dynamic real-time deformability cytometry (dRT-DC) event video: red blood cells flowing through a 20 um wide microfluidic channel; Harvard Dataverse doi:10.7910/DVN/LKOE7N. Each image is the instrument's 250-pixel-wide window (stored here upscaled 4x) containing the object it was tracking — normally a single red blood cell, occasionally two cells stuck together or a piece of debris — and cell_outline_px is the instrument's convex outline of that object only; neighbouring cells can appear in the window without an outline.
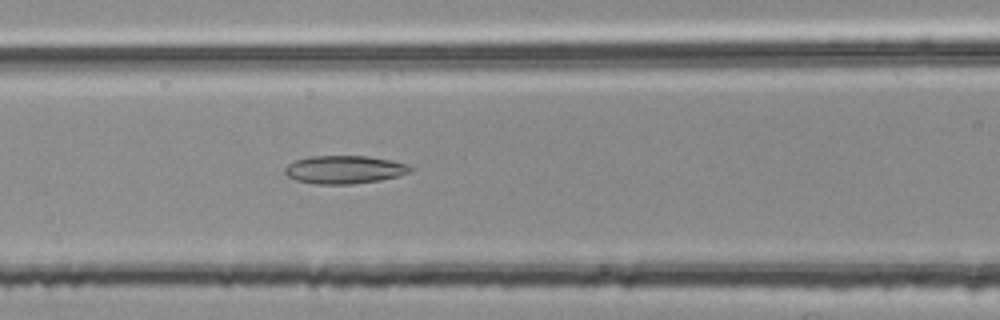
{"species": "common noctule bat (a hibernating species)", "species_latin": "Nyctalus noctula", "temperature_condition": "room temperature", "stored_images_in_passage": 40, "camera_frame_rate_fps": 3000, "um_per_image_px": 0.085, "animal": {"sex": "female", "body_mass_g": 25.1}, "frame": {"image": 1, "passage_image": 14, "time_ms": 4.333, "image_size_px": [1000, 320], "cell_outline_px": [[416, 168], [412, 172], [380, 180], [352, 184], [316, 184], [296, 180], [288, 176], [284, 172], [284, 168], [288, 164], [296, 160], [308, 156], [368, 156], [408, 164]], "centroid_in_image_um": [29.29, 14.41], "position_along_channel_um": 137.3, "area_um2": 20.58}}
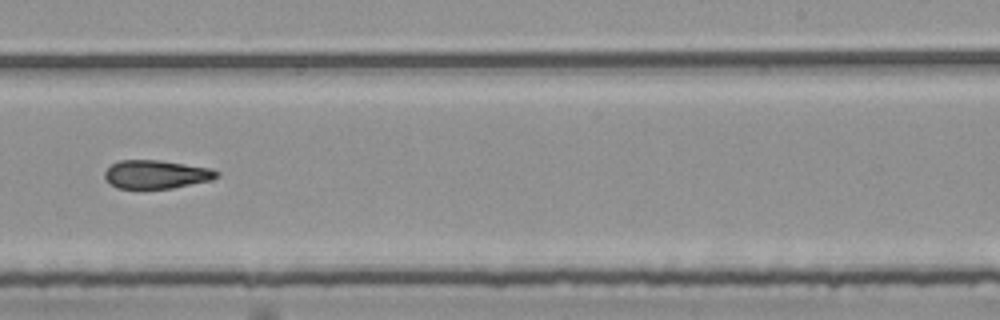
{"frame": {"image": 2, "passage_image": 25, "time_ms": 8.0, "image_size_px": [1000, 320], "cell_outline_px": [[220, 176], [208, 180], [172, 188], [116, 188], [108, 184], [104, 176], [104, 172], [112, 164], [120, 160], [160, 160], [212, 168], [220, 172]], "centroid_in_image_um": [13.26, 14.81], "position_along_channel_um": 275.7, "area_um2": 18.55}}
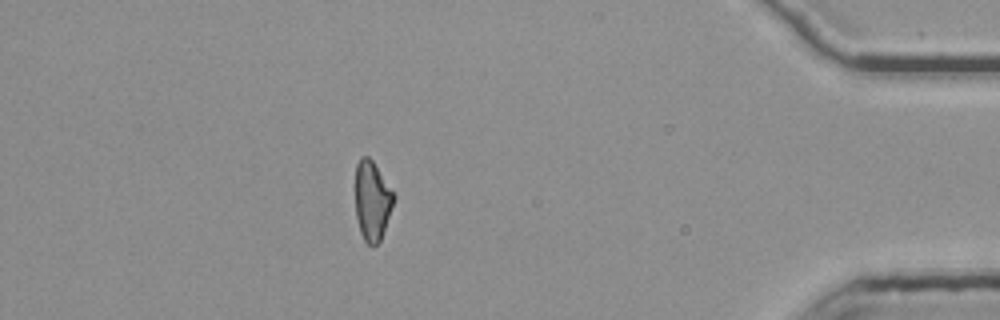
{"frame": {"image": 3, "passage_image": 39, "time_ms": 12.667, "image_size_px": [1000, 320], "cell_outline_px": [[396, 196], [380, 240], [376, 244], [368, 244], [364, 240], [360, 232], [356, 216], [356, 164], [360, 156], [368, 156], [372, 160]], "centroid_in_image_um": [31.62, 17.03], "position_along_channel_um": 403.6, "area_um2": 17.51}}